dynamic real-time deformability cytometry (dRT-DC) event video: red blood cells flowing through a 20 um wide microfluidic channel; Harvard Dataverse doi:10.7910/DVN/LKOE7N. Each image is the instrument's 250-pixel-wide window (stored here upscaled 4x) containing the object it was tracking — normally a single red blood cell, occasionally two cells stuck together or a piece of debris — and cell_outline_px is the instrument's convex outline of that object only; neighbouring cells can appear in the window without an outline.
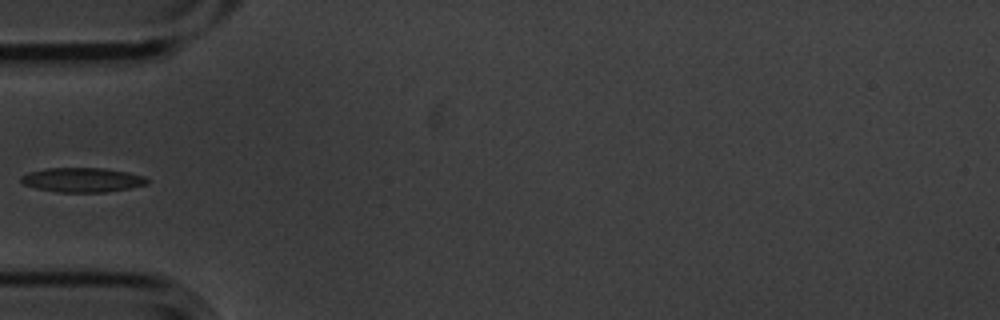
{"species": "common noctule bat (a hibernating species)", "species_latin": "Nyctalus noctula", "temperature_condition": "cold", "stored_images_in_passage": 4, "camera_frame_rate_fps": 3000, "um_per_image_px": 0.085, "animal": {"sex": "male", "body_mass_g": 20.1, "forearm_length_mm": 53.5}, "frame": {"image": 1, "passage_image": 4, "time_ms": 1.0, "image_size_px": [1000, 320], "cell_outline_px": [[148, 184], [128, 188], [104, 192], [56, 192], [36, 188], [24, 184], [20, 180], [20, 176], [28, 172], [44, 168], [104, 168], [128, 172], [144, 176], [148, 180]], "centroid_in_image_um": [6.97, 15.28], "position_along_channel_um": 78.0, "area_um2": 17.98}}